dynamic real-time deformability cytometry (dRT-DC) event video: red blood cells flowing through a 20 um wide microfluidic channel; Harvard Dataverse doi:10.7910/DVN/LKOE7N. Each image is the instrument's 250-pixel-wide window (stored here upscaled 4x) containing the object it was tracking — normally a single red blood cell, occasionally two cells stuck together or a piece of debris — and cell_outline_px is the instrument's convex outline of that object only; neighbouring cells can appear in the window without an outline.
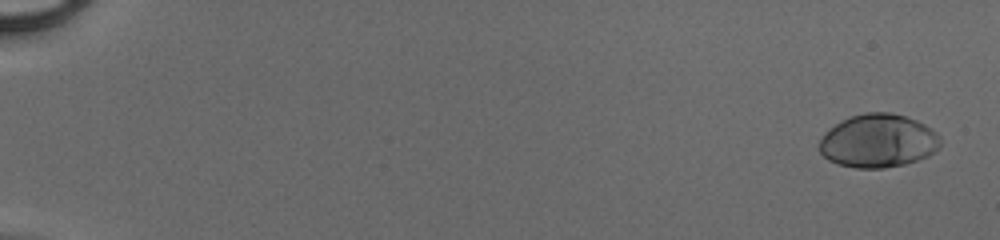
{"species": "human", "species_latin": "Homo sapiens", "temperature_condition": "cold", "stored_images_in_passage": 50, "camera_frame_rate_fps": 3000, "um_per_image_px": 0.085, "donor": {"sex": "male"}, "frame": {"image": 1, "passage_image": 2, "time_ms": 0.333, "image_size_px": [1000, 240], "cell_outline_px": [[940, 144], [936, 152], [928, 156], [904, 164], [884, 168], [856, 168], [836, 164], [828, 160], [820, 152], [820, 140], [824, 132], [828, 128], [852, 116], [864, 112], [892, 112], [916, 120], [932, 128], [940, 136]], "centroid_in_image_um": [74.65, 11.98], "position_along_channel_um": 10.4, "area_um2": 37.8}}
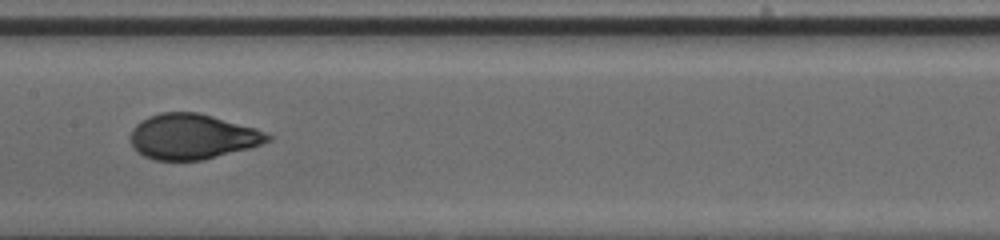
{"frame": {"image": 2, "passage_image": 28, "time_ms": 9.0, "image_size_px": [1000, 240], "cell_outline_px": [[272, 140], [252, 148], [204, 160], [156, 160], [144, 156], [136, 152], [132, 148], [132, 128], [140, 120], [148, 116], [160, 112], [200, 112], [256, 128], [272, 136]], "centroid_in_image_um": [16.37, 11.61], "position_along_channel_um": 191.0, "area_um2": 36.59}}
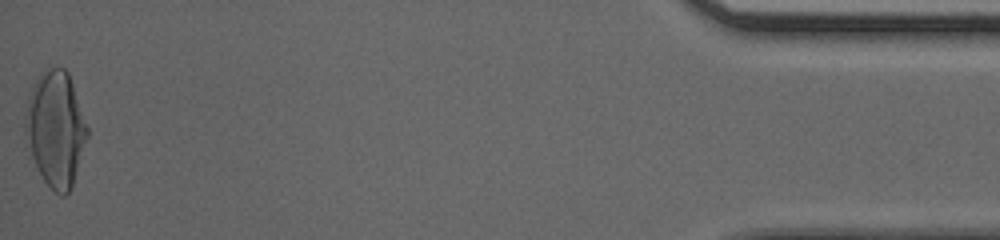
{"frame": {"image": 3, "passage_image": 50, "time_ms": 16.333, "image_size_px": [1000, 240], "cell_outline_px": [[88, 136], [72, 184], [68, 192], [64, 196], [60, 196], [44, 180], [32, 156], [24, 132], [24, 116], [32, 84], [40, 72], [48, 68], [64, 68], [68, 72], [88, 128]], "centroid_in_image_um": [4.71, 10.91], "position_along_channel_um": 430.5, "area_um2": 41.15}}